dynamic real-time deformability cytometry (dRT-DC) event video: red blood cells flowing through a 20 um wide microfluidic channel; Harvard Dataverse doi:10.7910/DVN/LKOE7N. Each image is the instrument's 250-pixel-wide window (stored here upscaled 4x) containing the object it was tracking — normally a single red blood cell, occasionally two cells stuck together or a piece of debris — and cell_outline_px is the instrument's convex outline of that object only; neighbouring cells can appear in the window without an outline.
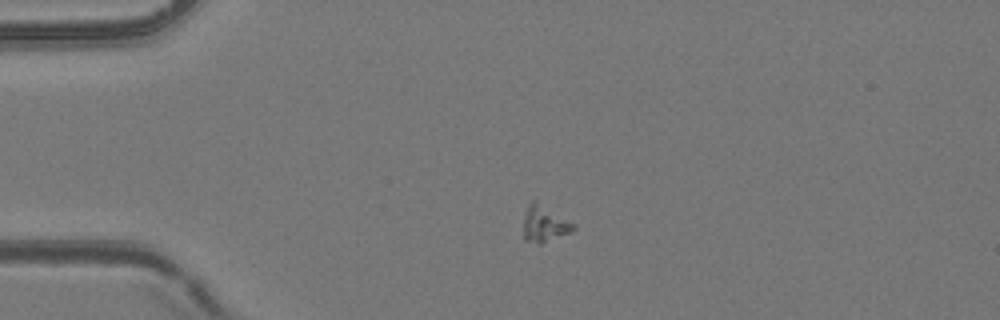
{"species": "common noctule bat (a hibernating species)", "species_latin": "Nyctalus noctula", "temperature_condition": "room temperature", "stored_images_in_passage": 49, "camera_frame_rate_fps": 3000, "um_per_image_px": 0.085, "animal": {"sex": "female", "body_mass_g": 24.6, "forearm_length_mm": 56.2}, "frame": {"image": 1, "passage_image": 7, "time_ms": 2.0, "image_size_px": [1000, 320], "cell_outline_px": [[576, 228], [572, 232], [540, 244], [524, 240], [524, 216], [528, 204], [532, 200], [536, 200], [576, 224]], "centroid_in_image_um": [46.3, 19.02], "position_along_channel_um": 38.7, "area_um2": 10.69}}
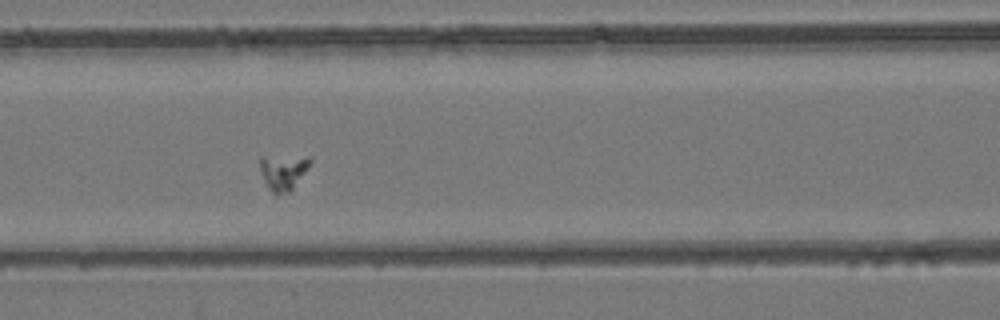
{"frame": {"image": 2, "passage_image": 18, "time_ms": 5.667, "image_size_px": [1000, 320], "cell_outline_px": [[312, 160], [292, 188], [288, 192], [276, 196], [268, 188], [260, 172], [260, 156], [308, 156]], "centroid_in_image_um": [24.02, 14.6], "position_along_channel_um": 142.6, "area_um2": 10.29}}